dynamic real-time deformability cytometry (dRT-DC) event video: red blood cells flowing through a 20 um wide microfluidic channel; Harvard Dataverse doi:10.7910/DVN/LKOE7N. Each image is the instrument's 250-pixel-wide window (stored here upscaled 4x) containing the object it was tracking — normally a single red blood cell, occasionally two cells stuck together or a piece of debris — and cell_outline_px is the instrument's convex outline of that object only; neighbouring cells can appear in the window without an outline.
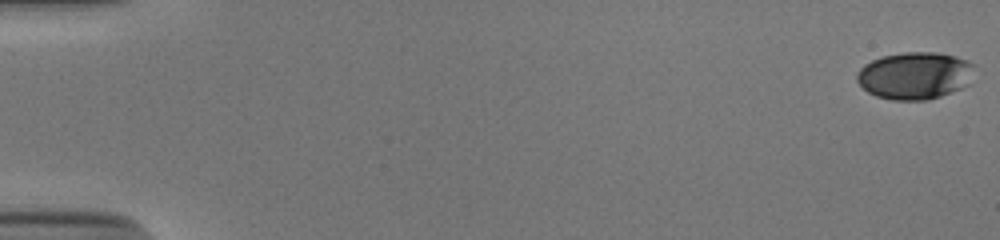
{"species": "human", "species_latin": "Homo sapiens", "temperature_condition": "cold", "stored_images_in_passage": 54, "camera_frame_rate_fps": 3000, "um_per_image_px": 0.085, "donor": {"sex": "male"}, "frame": {"image": 1, "passage_image": 1, "time_ms": 0.0, "image_size_px": [1000, 240], "cell_outline_px": [[972, 64], [968, 84], [960, 88], [940, 96], [928, 100], [892, 100], [876, 96], [868, 92], [856, 80], [856, 76], [860, 68], [864, 64], [872, 60], [884, 56], [904, 52], [936, 52], [952, 56], [964, 60]], "centroid_in_image_um": [77.69, 6.43], "position_along_channel_um": 7.3, "area_um2": 31.85}}
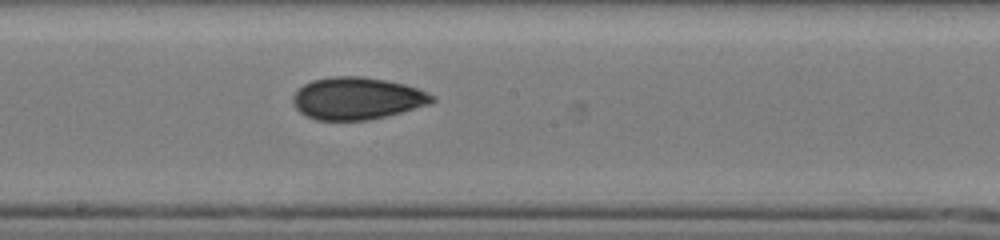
{"frame": {"image": 2, "passage_image": 31, "time_ms": 10.0, "image_size_px": [1000, 240], "cell_outline_px": [[436, 100], [428, 104], [400, 112], [368, 120], [316, 120], [304, 116], [296, 108], [292, 100], [292, 96], [304, 84], [312, 80], [332, 76], [364, 76], [404, 84], [428, 92], [436, 96]], "centroid_in_image_um": [30.33, 8.36], "position_along_channel_um": 217.9, "area_um2": 34.16}}
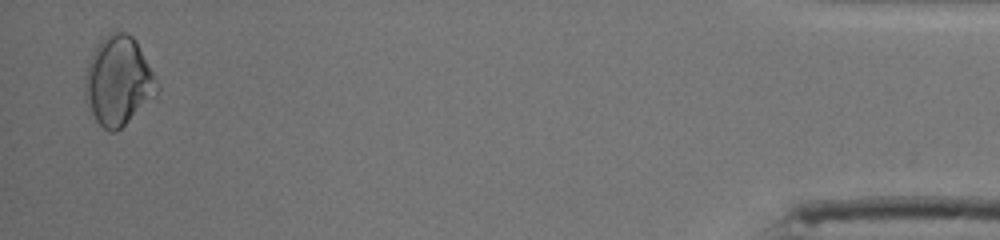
{"frame": {"image": 3, "passage_image": 53, "time_ms": 17.333, "image_size_px": [1000, 240], "cell_outline_px": [[160, 88], [156, 96], [116, 132], [108, 132], [96, 120], [84, 100], [84, 76], [92, 52], [100, 40], [108, 32], [128, 32], [136, 40]], "centroid_in_image_um": [10.03, 6.88], "position_along_channel_um": 425.2, "area_um2": 37.45}, "authors_computed_cell_mechanics": {"area_um2": 33.2061, "velocity_mm_per_s": 3.8925, "shape_relaxation_time_tau1_ms": 4.4844, "shape_relaxation_time_tau2_ms": 2.7641, "deformation_change_tau1": 0.118, "deformation_change_tau2": 0.0613}}